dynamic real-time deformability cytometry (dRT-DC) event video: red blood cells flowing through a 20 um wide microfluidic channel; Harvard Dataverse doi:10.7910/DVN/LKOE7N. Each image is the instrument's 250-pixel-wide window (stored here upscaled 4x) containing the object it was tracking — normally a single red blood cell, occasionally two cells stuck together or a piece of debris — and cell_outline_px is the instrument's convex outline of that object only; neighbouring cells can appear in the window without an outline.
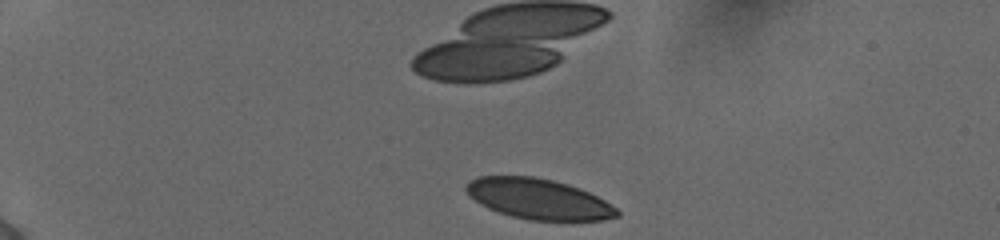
{"species": "human", "species_latin": "Homo sapiens", "temperature_condition": "cold", "stored_images_in_passage": 32, "camera_frame_rate_fps": 3000, "um_per_image_px": 0.085, "donor": {"sex": "female"}, "frame": {"image": 1, "passage_image": 1, "time_ms": 0.0, "image_size_px": [1000, 240], "cell_outline_px": [[620, 216], [604, 220], [528, 220], [512, 216], [488, 208], [480, 204], [468, 196], [464, 188], [464, 184], [468, 180], [476, 176], [536, 176], [568, 184], [580, 188], [604, 200], [616, 208], [620, 212]], "centroid_in_image_um": [45.73, 16.9], "position_along_channel_um": 39.3, "area_um2": 35.78}}